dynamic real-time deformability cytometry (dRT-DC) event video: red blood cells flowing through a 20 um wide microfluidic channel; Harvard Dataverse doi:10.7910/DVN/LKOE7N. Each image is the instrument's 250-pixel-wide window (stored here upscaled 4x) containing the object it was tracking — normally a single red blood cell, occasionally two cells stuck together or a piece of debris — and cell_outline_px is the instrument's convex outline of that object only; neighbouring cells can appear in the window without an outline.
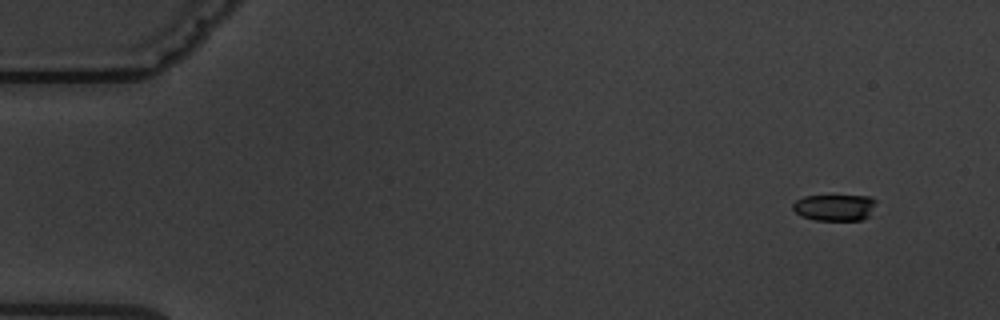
{"species": "common noctule bat (a hibernating species)", "species_latin": "Nyctalus noctula", "temperature_condition": "warm", "stored_images_in_passage": 6, "camera_frame_rate_fps": 3000, "um_per_image_px": 0.085, "animal": {"sex": "male", "body_mass_g": 19.5, "forearm_length_mm": 54.6}, "frame": {"image": 1, "passage_image": 1, "time_ms": 0.0, "image_size_px": [1000, 320], "cell_outline_px": [[876, 200], [868, 216], [860, 220], [816, 220], [800, 216], [792, 208], [792, 204], [796, 200], [804, 196], [872, 196]], "centroid_in_image_um": [70.91, 17.63], "position_along_channel_um": 14.1, "area_um2": 12.72}}
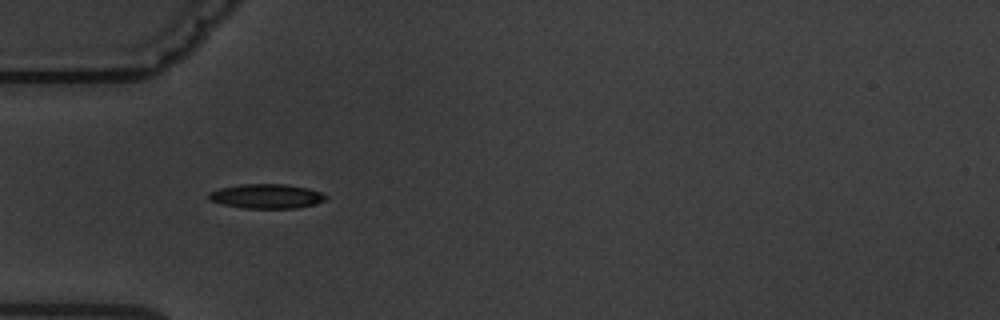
{"frame": {"image": 2, "passage_image": 5, "time_ms": 4.667, "image_size_px": [1000, 320], "cell_outline_px": [[328, 196], [324, 200], [316, 204], [296, 208], [244, 208], [224, 204], [208, 200], [208, 192], [220, 188], [240, 184], [288, 184], [308, 188], [320, 192]], "centroid_in_image_um": [22.65, 16.67], "position_along_channel_um": 62.3, "area_um2": 16.7}}
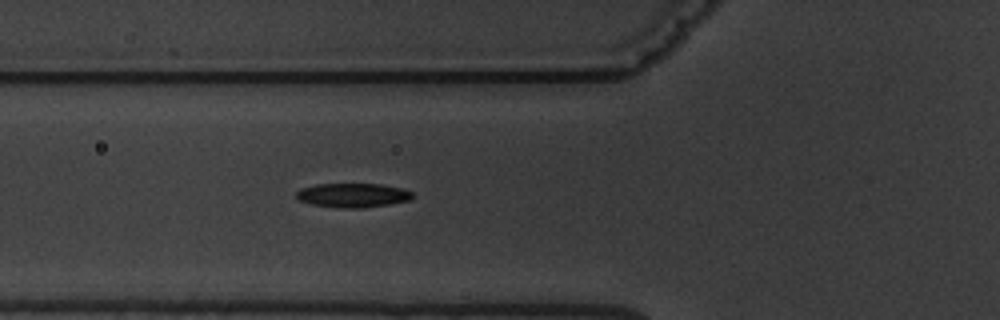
{"frame": {"image": 3, "passage_image": 6, "time_ms": 5.667, "image_size_px": [1000, 320], "cell_outline_px": [[416, 196], [408, 200], [388, 204], [360, 208], [344, 208], [312, 204], [300, 200], [296, 196], [296, 192], [300, 188], [316, 184], [380, 184], [400, 188], [412, 192]], "centroid_in_image_um": [29.98, 16.59], "position_along_channel_um": 95.8, "area_um2": 16.18}}